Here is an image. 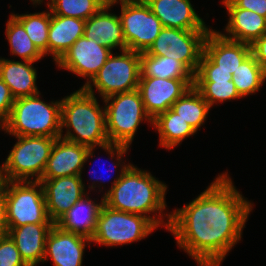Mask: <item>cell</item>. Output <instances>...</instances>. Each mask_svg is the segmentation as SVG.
Wrapping results in <instances>:
<instances>
[{"label":"cell","mask_w":266,"mask_h":266,"mask_svg":"<svg viewBox=\"0 0 266 266\" xmlns=\"http://www.w3.org/2000/svg\"><path fill=\"white\" fill-rule=\"evenodd\" d=\"M118 0H51L47 3L52 14L87 20L96 14L106 3Z\"/></svg>","instance_id":"obj_30"},{"label":"cell","mask_w":266,"mask_h":266,"mask_svg":"<svg viewBox=\"0 0 266 266\" xmlns=\"http://www.w3.org/2000/svg\"><path fill=\"white\" fill-rule=\"evenodd\" d=\"M140 74V53L125 49L119 55L111 53L98 73L83 89L94 95L95 86L104 100L114 94L137 90Z\"/></svg>","instance_id":"obj_8"},{"label":"cell","mask_w":266,"mask_h":266,"mask_svg":"<svg viewBox=\"0 0 266 266\" xmlns=\"http://www.w3.org/2000/svg\"><path fill=\"white\" fill-rule=\"evenodd\" d=\"M252 207L225 172L192 202L166 214L163 227L199 266H220L242 238Z\"/></svg>","instance_id":"obj_1"},{"label":"cell","mask_w":266,"mask_h":266,"mask_svg":"<svg viewBox=\"0 0 266 266\" xmlns=\"http://www.w3.org/2000/svg\"><path fill=\"white\" fill-rule=\"evenodd\" d=\"M0 266H28L8 234L0 237Z\"/></svg>","instance_id":"obj_34"},{"label":"cell","mask_w":266,"mask_h":266,"mask_svg":"<svg viewBox=\"0 0 266 266\" xmlns=\"http://www.w3.org/2000/svg\"><path fill=\"white\" fill-rule=\"evenodd\" d=\"M47 213L55 224L75 203L86 194L81 175L41 179Z\"/></svg>","instance_id":"obj_15"},{"label":"cell","mask_w":266,"mask_h":266,"mask_svg":"<svg viewBox=\"0 0 266 266\" xmlns=\"http://www.w3.org/2000/svg\"><path fill=\"white\" fill-rule=\"evenodd\" d=\"M8 232L7 214H6V201L4 194L0 189V237L6 235Z\"/></svg>","instance_id":"obj_38"},{"label":"cell","mask_w":266,"mask_h":266,"mask_svg":"<svg viewBox=\"0 0 266 266\" xmlns=\"http://www.w3.org/2000/svg\"><path fill=\"white\" fill-rule=\"evenodd\" d=\"M6 37L11 53L18 55L23 61L37 62L44 55L33 44L23 25L11 14L6 25Z\"/></svg>","instance_id":"obj_29"},{"label":"cell","mask_w":266,"mask_h":266,"mask_svg":"<svg viewBox=\"0 0 266 266\" xmlns=\"http://www.w3.org/2000/svg\"><path fill=\"white\" fill-rule=\"evenodd\" d=\"M166 28L210 30L200 18L190 0H144Z\"/></svg>","instance_id":"obj_17"},{"label":"cell","mask_w":266,"mask_h":266,"mask_svg":"<svg viewBox=\"0 0 266 266\" xmlns=\"http://www.w3.org/2000/svg\"><path fill=\"white\" fill-rule=\"evenodd\" d=\"M15 137L18 141L0 166V181H34V176L40 181L56 138Z\"/></svg>","instance_id":"obj_5"},{"label":"cell","mask_w":266,"mask_h":266,"mask_svg":"<svg viewBox=\"0 0 266 266\" xmlns=\"http://www.w3.org/2000/svg\"><path fill=\"white\" fill-rule=\"evenodd\" d=\"M112 50L84 36L77 39L63 57L56 63L58 67L88 78L83 88L105 64Z\"/></svg>","instance_id":"obj_13"},{"label":"cell","mask_w":266,"mask_h":266,"mask_svg":"<svg viewBox=\"0 0 266 266\" xmlns=\"http://www.w3.org/2000/svg\"><path fill=\"white\" fill-rule=\"evenodd\" d=\"M238 8L256 12L266 18V0H231Z\"/></svg>","instance_id":"obj_36"},{"label":"cell","mask_w":266,"mask_h":266,"mask_svg":"<svg viewBox=\"0 0 266 266\" xmlns=\"http://www.w3.org/2000/svg\"><path fill=\"white\" fill-rule=\"evenodd\" d=\"M121 4L120 20L127 49L146 52L163 29L158 17L144 0H119L110 3Z\"/></svg>","instance_id":"obj_11"},{"label":"cell","mask_w":266,"mask_h":266,"mask_svg":"<svg viewBox=\"0 0 266 266\" xmlns=\"http://www.w3.org/2000/svg\"><path fill=\"white\" fill-rule=\"evenodd\" d=\"M222 3L229 14V21L222 36L242 43L252 45L259 37L266 33V18L256 12L238 8L231 0Z\"/></svg>","instance_id":"obj_19"},{"label":"cell","mask_w":266,"mask_h":266,"mask_svg":"<svg viewBox=\"0 0 266 266\" xmlns=\"http://www.w3.org/2000/svg\"><path fill=\"white\" fill-rule=\"evenodd\" d=\"M24 27L29 38L38 50L45 56L48 54V31L51 21V11L30 13V14H12Z\"/></svg>","instance_id":"obj_31"},{"label":"cell","mask_w":266,"mask_h":266,"mask_svg":"<svg viewBox=\"0 0 266 266\" xmlns=\"http://www.w3.org/2000/svg\"><path fill=\"white\" fill-rule=\"evenodd\" d=\"M265 80L266 71L256 61L252 53L241 62L232 75V81L241 98L259 91Z\"/></svg>","instance_id":"obj_28"},{"label":"cell","mask_w":266,"mask_h":266,"mask_svg":"<svg viewBox=\"0 0 266 266\" xmlns=\"http://www.w3.org/2000/svg\"><path fill=\"white\" fill-rule=\"evenodd\" d=\"M152 125L158 131L159 146L165 147V149L176 147L186 137L196 133L189 123L179 117V114L175 113L171 108L157 115L152 120Z\"/></svg>","instance_id":"obj_25"},{"label":"cell","mask_w":266,"mask_h":266,"mask_svg":"<svg viewBox=\"0 0 266 266\" xmlns=\"http://www.w3.org/2000/svg\"><path fill=\"white\" fill-rule=\"evenodd\" d=\"M140 76L161 79H194V74L180 61L165 56L140 53Z\"/></svg>","instance_id":"obj_26"},{"label":"cell","mask_w":266,"mask_h":266,"mask_svg":"<svg viewBox=\"0 0 266 266\" xmlns=\"http://www.w3.org/2000/svg\"><path fill=\"white\" fill-rule=\"evenodd\" d=\"M194 81H232V74L224 70H215V63L203 52Z\"/></svg>","instance_id":"obj_33"},{"label":"cell","mask_w":266,"mask_h":266,"mask_svg":"<svg viewBox=\"0 0 266 266\" xmlns=\"http://www.w3.org/2000/svg\"><path fill=\"white\" fill-rule=\"evenodd\" d=\"M85 20L51 13L48 31V53L57 63L74 42L83 36Z\"/></svg>","instance_id":"obj_23"},{"label":"cell","mask_w":266,"mask_h":266,"mask_svg":"<svg viewBox=\"0 0 266 266\" xmlns=\"http://www.w3.org/2000/svg\"><path fill=\"white\" fill-rule=\"evenodd\" d=\"M32 2H33V4H41V2L43 1V0H31ZM50 2H51V0H50Z\"/></svg>","instance_id":"obj_39"},{"label":"cell","mask_w":266,"mask_h":266,"mask_svg":"<svg viewBox=\"0 0 266 266\" xmlns=\"http://www.w3.org/2000/svg\"><path fill=\"white\" fill-rule=\"evenodd\" d=\"M92 242L83 235L62 230L54 224L45 245L43 262L51 258L54 266H82L86 244Z\"/></svg>","instance_id":"obj_16"},{"label":"cell","mask_w":266,"mask_h":266,"mask_svg":"<svg viewBox=\"0 0 266 266\" xmlns=\"http://www.w3.org/2000/svg\"><path fill=\"white\" fill-rule=\"evenodd\" d=\"M54 224H26L21 227H8L7 234L14 241L24 262L36 266L45 255L47 235Z\"/></svg>","instance_id":"obj_21"},{"label":"cell","mask_w":266,"mask_h":266,"mask_svg":"<svg viewBox=\"0 0 266 266\" xmlns=\"http://www.w3.org/2000/svg\"><path fill=\"white\" fill-rule=\"evenodd\" d=\"M209 31L163 27L145 53L174 58L182 62L195 75L204 52L205 38Z\"/></svg>","instance_id":"obj_10"},{"label":"cell","mask_w":266,"mask_h":266,"mask_svg":"<svg viewBox=\"0 0 266 266\" xmlns=\"http://www.w3.org/2000/svg\"><path fill=\"white\" fill-rule=\"evenodd\" d=\"M94 149L56 138L41 179L81 175L84 164L93 157Z\"/></svg>","instance_id":"obj_14"},{"label":"cell","mask_w":266,"mask_h":266,"mask_svg":"<svg viewBox=\"0 0 266 266\" xmlns=\"http://www.w3.org/2000/svg\"><path fill=\"white\" fill-rule=\"evenodd\" d=\"M251 53L260 66L266 71V33L251 45Z\"/></svg>","instance_id":"obj_37"},{"label":"cell","mask_w":266,"mask_h":266,"mask_svg":"<svg viewBox=\"0 0 266 266\" xmlns=\"http://www.w3.org/2000/svg\"><path fill=\"white\" fill-rule=\"evenodd\" d=\"M33 63L0 58V78L10 88L14 99L40 94L36 86L37 70Z\"/></svg>","instance_id":"obj_24"},{"label":"cell","mask_w":266,"mask_h":266,"mask_svg":"<svg viewBox=\"0 0 266 266\" xmlns=\"http://www.w3.org/2000/svg\"><path fill=\"white\" fill-rule=\"evenodd\" d=\"M204 53L215 63V70H224L232 75L251 54V45L222 36L210 29L204 42Z\"/></svg>","instance_id":"obj_18"},{"label":"cell","mask_w":266,"mask_h":266,"mask_svg":"<svg viewBox=\"0 0 266 266\" xmlns=\"http://www.w3.org/2000/svg\"><path fill=\"white\" fill-rule=\"evenodd\" d=\"M0 189L6 201L8 227H21L31 223L54 224L47 213L40 181H0Z\"/></svg>","instance_id":"obj_6"},{"label":"cell","mask_w":266,"mask_h":266,"mask_svg":"<svg viewBox=\"0 0 266 266\" xmlns=\"http://www.w3.org/2000/svg\"><path fill=\"white\" fill-rule=\"evenodd\" d=\"M194 87L210 108L214 103L241 98L233 81H194Z\"/></svg>","instance_id":"obj_32"},{"label":"cell","mask_w":266,"mask_h":266,"mask_svg":"<svg viewBox=\"0 0 266 266\" xmlns=\"http://www.w3.org/2000/svg\"><path fill=\"white\" fill-rule=\"evenodd\" d=\"M92 173H93L92 175H94V176H93V178H94L96 173H95V171H93ZM97 177H98V176H97ZM101 177H102V176H101ZM102 178H103V177H102ZM99 179H100L99 177L96 178V181L99 180ZM102 182H104V180H103Z\"/></svg>","instance_id":"obj_40"},{"label":"cell","mask_w":266,"mask_h":266,"mask_svg":"<svg viewBox=\"0 0 266 266\" xmlns=\"http://www.w3.org/2000/svg\"><path fill=\"white\" fill-rule=\"evenodd\" d=\"M104 102L106 133L110 143L130 146L140 123L148 120L152 124L138 90L111 95Z\"/></svg>","instance_id":"obj_7"},{"label":"cell","mask_w":266,"mask_h":266,"mask_svg":"<svg viewBox=\"0 0 266 266\" xmlns=\"http://www.w3.org/2000/svg\"><path fill=\"white\" fill-rule=\"evenodd\" d=\"M86 193L75 203L55 224L62 230L77 233L92 238L97 227V219L104 204L103 197L100 203L91 200Z\"/></svg>","instance_id":"obj_22"},{"label":"cell","mask_w":266,"mask_h":266,"mask_svg":"<svg viewBox=\"0 0 266 266\" xmlns=\"http://www.w3.org/2000/svg\"><path fill=\"white\" fill-rule=\"evenodd\" d=\"M171 109L197 132L208 116L210 107L199 91L192 86L174 102Z\"/></svg>","instance_id":"obj_27"},{"label":"cell","mask_w":266,"mask_h":266,"mask_svg":"<svg viewBox=\"0 0 266 266\" xmlns=\"http://www.w3.org/2000/svg\"><path fill=\"white\" fill-rule=\"evenodd\" d=\"M14 101L10 88L0 78V127L9 118Z\"/></svg>","instance_id":"obj_35"},{"label":"cell","mask_w":266,"mask_h":266,"mask_svg":"<svg viewBox=\"0 0 266 266\" xmlns=\"http://www.w3.org/2000/svg\"><path fill=\"white\" fill-rule=\"evenodd\" d=\"M130 146L108 143L101 148L110 154L117 155L116 167H121L120 175L113 180V185L103 195L104 204L112 209L138 214L149 218L157 227L164 224L162 211L166 209L165 195L167 185L153 177L150 172L136 168L133 164L122 162V156ZM158 211V212H157ZM159 213L151 217L148 213ZM162 217V218H161Z\"/></svg>","instance_id":"obj_2"},{"label":"cell","mask_w":266,"mask_h":266,"mask_svg":"<svg viewBox=\"0 0 266 266\" xmlns=\"http://www.w3.org/2000/svg\"><path fill=\"white\" fill-rule=\"evenodd\" d=\"M156 228L145 216L115 210L103 204L91 241L111 247L125 245L147 237Z\"/></svg>","instance_id":"obj_9"},{"label":"cell","mask_w":266,"mask_h":266,"mask_svg":"<svg viewBox=\"0 0 266 266\" xmlns=\"http://www.w3.org/2000/svg\"><path fill=\"white\" fill-rule=\"evenodd\" d=\"M111 4H105L96 14L85 21L83 36L95 40L110 50L117 47L127 49L120 17L108 13Z\"/></svg>","instance_id":"obj_20"},{"label":"cell","mask_w":266,"mask_h":266,"mask_svg":"<svg viewBox=\"0 0 266 266\" xmlns=\"http://www.w3.org/2000/svg\"><path fill=\"white\" fill-rule=\"evenodd\" d=\"M194 86V79H161L140 76L139 91L146 113L153 120L166 112L186 91Z\"/></svg>","instance_id":"obj_12"},{"label":"cell","mask_w":266,"mask_h":266,"mask_svg":"<svg viewBox=\"0 0 266 266\" xmlns=\"http://www.w3.org/2000/svg\"><path fill=\"white\" fill-rule=\"evenodd\" d=\"M64 127H67L66 134L60 137L68 141L95 148L110 143L106 133L105 107L100 108L95 95L83 88L62 99L61 129Z\"/></svg>","instance_id":"obj_3"},{"label":"cell","mask_w":266,"mask_h":266,"mask_svg":"<svg viewBox=\"0 0 266 266\" xmlns=\"http://www.w3.org/2000/svg\"><path fill=\"white\" fill-rule=\"evenodd\" d=\"M40 94L17 98L9 118L1 129L14 136H45L59 138L62 100L45 103Z\"/></svg>","instance_id":"obj_4"}]
</instances>
